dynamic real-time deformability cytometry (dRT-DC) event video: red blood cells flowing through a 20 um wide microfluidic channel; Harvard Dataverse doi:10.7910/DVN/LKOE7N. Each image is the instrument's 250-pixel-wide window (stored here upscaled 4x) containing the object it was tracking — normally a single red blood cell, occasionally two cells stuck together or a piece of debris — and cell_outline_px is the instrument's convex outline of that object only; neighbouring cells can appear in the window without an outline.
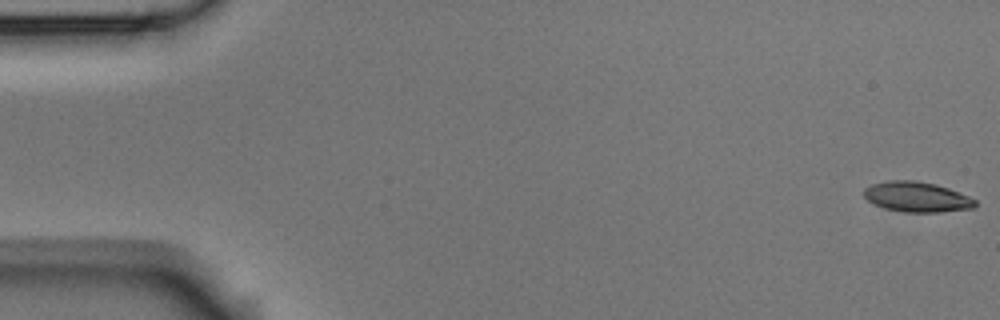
{"species": "Egyptian fruit bat (a non-hibernating species)", "species_latin": "Rousettus aegyptiacus", "temperature_condition": "room temperature", "stored_images_in_passage": 56, "camera_frame_rate_fps": 3000, "um_per_image_px": 0.085, "animal": {"sex": "male"}, "frame": {"image": 1, "passage_image": 1, "time_ms": 0.0, "image_size_px": [1000, 320], "cell_outline_px": [[976, 204], [972, 208], [940, 212], [904, 212], [884, 208], [868, 200], [864, 196], [864, 188], [872, 184], [884, 180], [916, 180], [936, 184], [948, 188], [968, 196], [976, 200]], "centroid_in_image_um": [77.91, 16.72], "position_along_channel_um": 7.1, "area_um2": 19.54}}
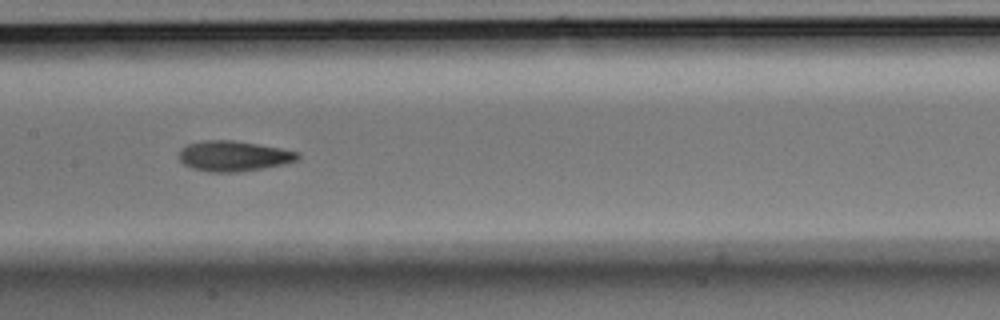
{"frame": {"image": 2, "passage_image": 28, "time_ms": 9.0, "image_size_px": [1000, 320], "cell_outline_px": [[300, 156], [296, 160], [284, 164], [264, 168], [236, 172], [208, 172], [192, 168], [184, 164], [180, 160], [180, 152], [188, 144], [200, 140], [232, 140], [280, 148], [300, 152]], "centroid_in_image_um": [19.87, 13.26], "position_along_channel_um": 187.5, "area_um2": 20.87}}
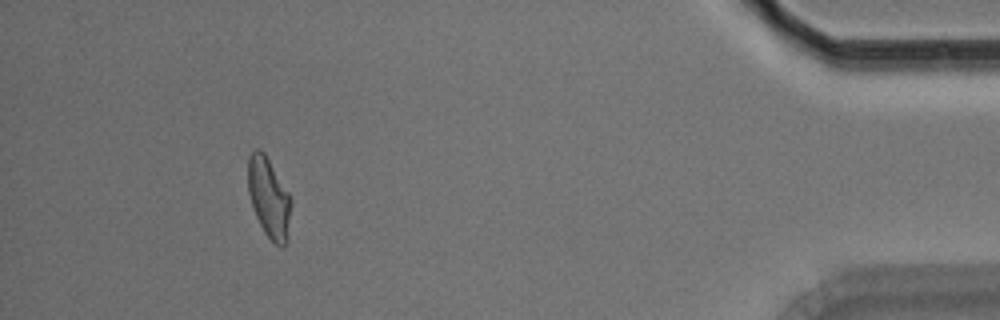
{"frame": {"image": 3, "passage_image": 52, "time_ms": 17.0, "image_size_px": [1000, 320], "cell_outline_px": [[292, 200], [288, 240], [280, 248], [264, 232], [256, 216], [248, 192], [248, 156], [256, 148], [260, 148], [264, 152], [288, 192]], "centroid_in_image_um": [22.86, 16.81], "position_along_channel_um": 412.3, "area_um2": 20.06}, "authors_computed_cell_mechanics": {"area_um2": 20.23, "velocity_mm_per_s": 3.5758, "shape_relaxation_time_tau1_ms": 5.0444, "shape_relaxation_time_tau2_ms": 2.6174, "deformation_change_tau1": 0.1722, "deformation_change_tau2": 0.1008}}